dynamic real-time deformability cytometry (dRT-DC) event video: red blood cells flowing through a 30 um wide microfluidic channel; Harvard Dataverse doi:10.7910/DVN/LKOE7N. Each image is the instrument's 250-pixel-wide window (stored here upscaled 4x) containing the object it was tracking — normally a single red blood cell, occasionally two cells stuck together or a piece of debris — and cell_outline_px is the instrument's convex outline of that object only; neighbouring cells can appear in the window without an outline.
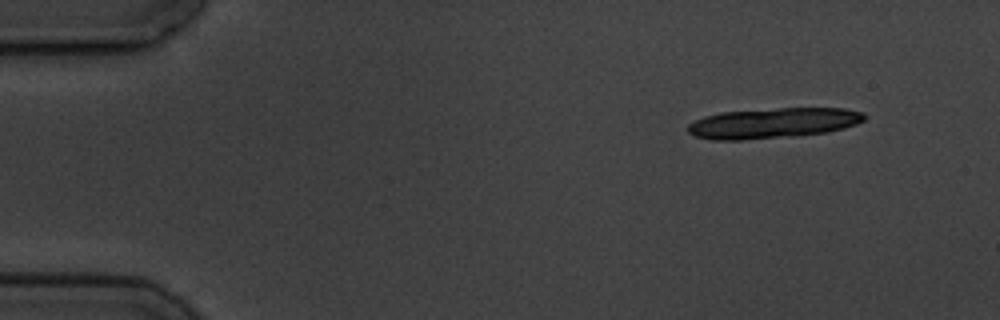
{"species": "common noctule bat (a hibernating species)", "species_latin": "Nyctalus noctula", "temperature_condition": "cold", "stored_images_in_passage": 6, "segment_of_instrument_passage": [2, 2], "camera_frame_rate_fps": 3000, "um_per_image_px": 0.085, "animal": {"sex": "male", "body_mass_g": 19.5, "forearm_length_mm": 54.6}, "frame": {"image": 1, "passage_image": 6, "time_ms": 6.333, "image_size_px": [1000, 320], "cell_outline_px": [[864, 120], [856, 124], [844, 128], [828, 132], [788, 136], [740, 140], [712, 140], [696, 136], [688, 132], [688, 124], [704, 116], [720, 112], [780, 108], [844, 108], [864, 112]], "centroid_in_image_um": [65.71, 10.45], "position_along_channel_um": 19.3, "area_um2": 31.04}}